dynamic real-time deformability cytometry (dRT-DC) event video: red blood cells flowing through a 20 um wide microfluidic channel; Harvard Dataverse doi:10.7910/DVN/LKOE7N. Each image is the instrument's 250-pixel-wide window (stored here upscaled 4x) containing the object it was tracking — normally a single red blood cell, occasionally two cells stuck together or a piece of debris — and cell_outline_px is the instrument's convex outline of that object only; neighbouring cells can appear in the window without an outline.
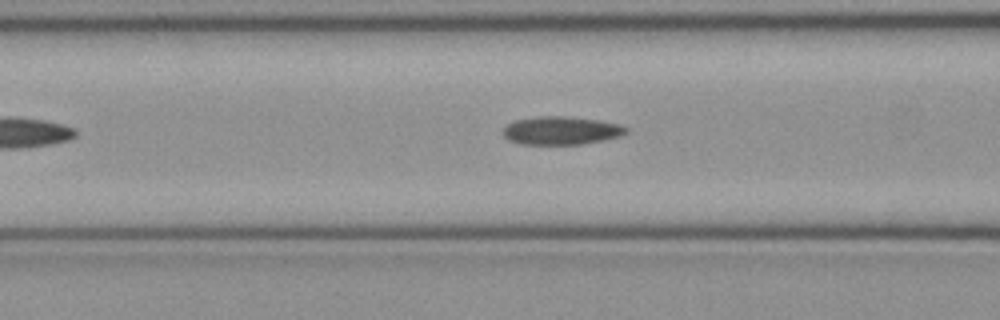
{"species": "common noctule bat (a hibernating species)", "species_latin": "Nyctalus noctula", "temperature_condition": "cold", "stored_images_in_passage": 34, "camera_frame_rate_fps": 3000, "um_per_image_px": 0.085, "animal": {"sex": "female", "body_mass_g": 21.9}, "frame": {"image": 1, "passage_image": 12, "time_ms": 3.667, "image_size_px": [1000, 320], "cell_outline_px": [[628, 132], [620, 136], [604, 140], [580, 144], [520, 144], [508, 140], [504, 136], [504, 128], [508, 124], [516, 120], [536, 116], [564, 116], [600, 120], [620, 124], [628, 128]], "centroid_in_image_um": [47.72, 11.09], "position_along_channel_um": 118.9, "area_um2": 20.23}}
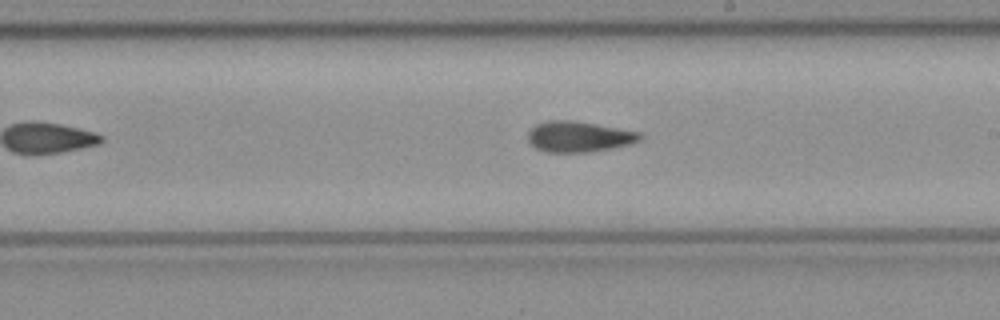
{"frame": {"image": 2, "passage_image": 21, "time_ms": 6.667, "image_size_px": [1000, 320], "cell_outline_px": [[644, 136], [640, 140], [628, 144], [612, 148], [588, 152], [548, 152], [536, 148], [528, 140], [528, 132], [536, 124], [548, 120], [572, 120], [596, 124], [640, 132]], "centroid_in_image_um": [49.2, 11.61], "position_along_channel_um": 239.8, "area_um2": 19.94}}
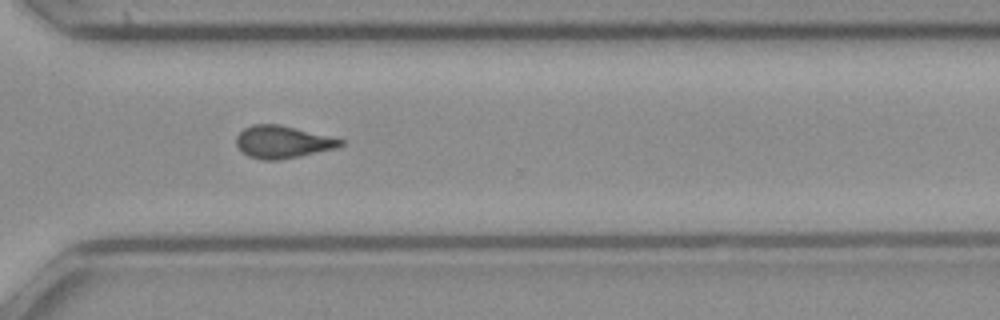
{"frame": {"image": 3, "passage_image": 29, "time_ms": 9.333, "image_size_px": [1000, 320], "cell_outline_px": [[344, 144], [336, 148], [300, 156], [280, 160], [264, 160], [248, 156], [236, 144], [236, 136], [244, 128], [252, 124], [280, 124], [344, 140]], "centroid_in_image_um": [24.01, 12.06], "position_along_channel_um": 346.6, "area_um2": 19.54}}